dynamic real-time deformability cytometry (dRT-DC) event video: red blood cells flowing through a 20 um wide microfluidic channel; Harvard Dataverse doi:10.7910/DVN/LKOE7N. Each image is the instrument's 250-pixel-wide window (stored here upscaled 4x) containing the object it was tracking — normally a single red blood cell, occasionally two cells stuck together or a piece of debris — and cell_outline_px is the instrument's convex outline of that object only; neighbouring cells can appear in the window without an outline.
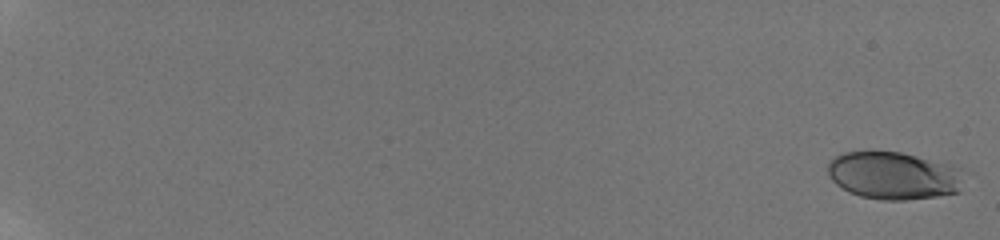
{"species": "human", "species_latin": "Homo sapiens", "temperature_condition": "room temperature", "stored_images_in_passage": 32, "camera_frame_rate_fps": 3000, "um_per_image_px": 0.085, "donor": {"sex": "male"}, "frame": {"image": 1, "passage_image": 1, "time_ms": 0.0, "image_size_px": [1000, 240], "cell_outline_px": [[960, 192], [936, 196], [908, 200], [884, 200], [860, 196], [848, 192], [836, 184], [828, 176], [828, 164], [836, 156], [844, 152], [900, 152], [948, 164], [960, 168]], "centroid_in_image_um": [75.92, 14.94], "position_along_channel_um": 9.1, "area_um2": 37.4}}
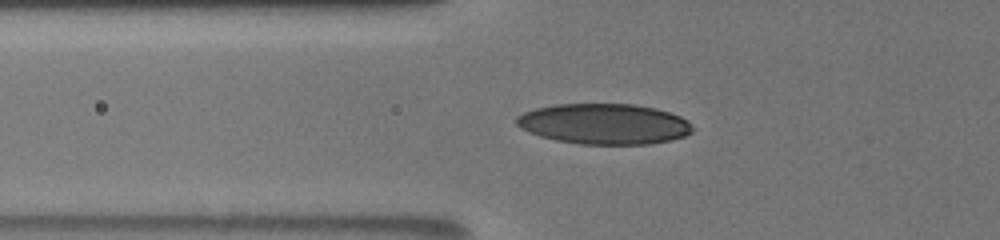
{"frame": {"image": 2, "passage_image": 26, "time_ms": 8.0, "image_size_px": [1000, 240], "cell_outline_px": [[696, 128], [692, 132], [684, 136], [672, 140], [648, 144], [580, 144], [556, 140], [540, 136], [528, 132], [520, 128], [516, 124], [516, 116], [524, 112], [536, 108], [556, 104], [632, 104], [656, 108], [680, 116], [688, 120]], "centroid_in_image_um": [51.37, 10.53], "position_along_channel_um": 74.4, "area_um2": 41.85}}
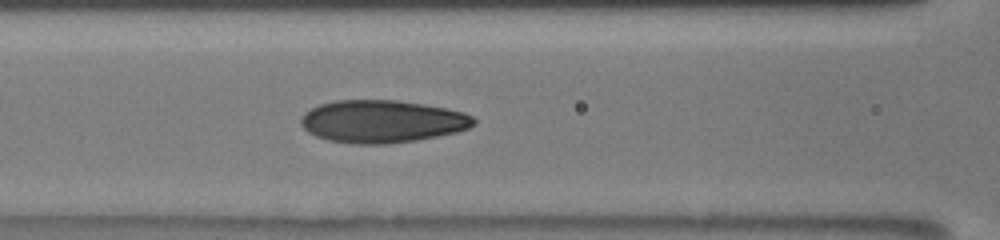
{"frame": {"image": 3, "passage_image": 32, "time_ms": 9.667, "image_size_px": [1000, 240], "cell_outline_px": [[476, 124], [468, 128], [456, 132], [416, 140], [384, 144], [352, 144], [328, 140], [316, 136], [308, 132], [300, 124], [300, 120], [304, 112], [320, 104], [336, 100], [396, 100], [424, 104], [448, 108], [464, 112], [472, 116], [476, 120]], "centroid_in_image_um": [32.48, 10.32], "position_along_channel_um": 134.1, "area_um2": 43.0}}